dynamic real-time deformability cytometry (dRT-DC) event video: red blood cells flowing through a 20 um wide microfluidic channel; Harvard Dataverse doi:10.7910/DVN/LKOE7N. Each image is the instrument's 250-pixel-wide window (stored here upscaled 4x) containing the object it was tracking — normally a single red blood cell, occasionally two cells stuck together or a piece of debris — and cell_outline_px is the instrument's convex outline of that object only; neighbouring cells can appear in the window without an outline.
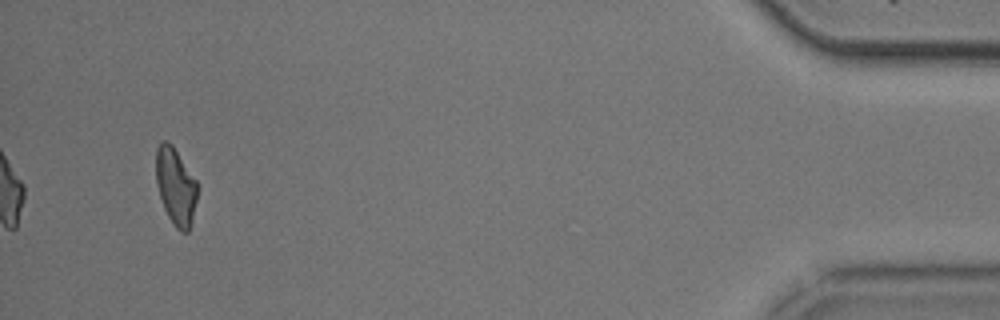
{"species": "common noctule bat (a hibernating species)", "species_latin": "Nyctalus noctula", "temperature_condition": "cold", "stored_images_in_passage": 41, "camera_frame_rate_fps": 3000, "um_per_image_px": 0.085, "animal": {"sex": "male", "body_mass_g": 20.5, "forearm_length_mm": 52.5}, "frame": {"image": 1, "passage_image": 41, "time_ms": 13.333, "image_size_px": [1000, 320], "cell_outline_px": [[196, 200], [192, 220], [188, 232], [180, 232], [172, 224], [164, 208], [156, 184], [156, 148], [164, 140], [168, 140], [172, 144], [196, 180]], "centroid_in_image_um": [14.91, 15.84], "position_along_channel_um": 420.3, "area_um2": 18.44}, "authors_computed_cell_mechanics": {"area_um2": 20.1144, "velocity_mm_per_s": 3.7355, "shape_relaxation_time_tau1_ms": 3.2179, "shape_relaxation_time_tau2_ms": 7.4752, "deformation_change_tau1": 0.1373, "deformation_change_tau2": 0.1466}}